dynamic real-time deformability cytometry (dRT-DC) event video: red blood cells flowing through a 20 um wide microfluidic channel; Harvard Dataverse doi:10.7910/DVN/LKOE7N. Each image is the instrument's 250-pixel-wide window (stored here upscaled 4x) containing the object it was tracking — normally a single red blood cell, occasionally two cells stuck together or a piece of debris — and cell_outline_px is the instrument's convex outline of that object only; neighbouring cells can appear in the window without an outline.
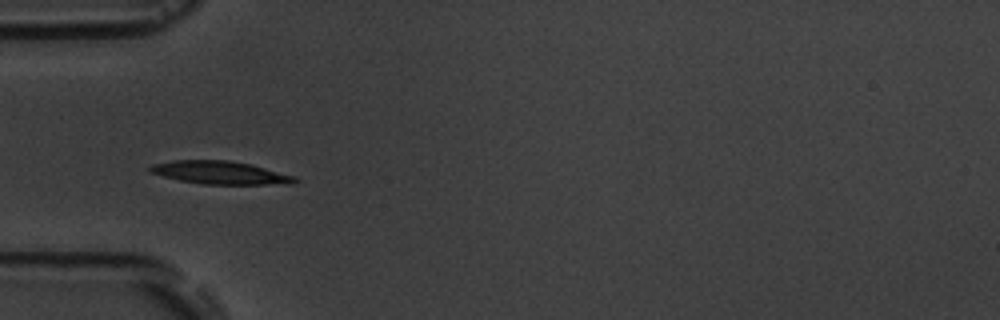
{"species": "common noctule bat (a hibernating species)", "species_latin": "Nyctalus noctula", "temperature_condition": "room temperature", "stored_images_in_passage": 10, "camera_frame_rate_fps": 3000, "um_per_image_px": 0.085, "animal": {"sex": "male", "body_mass_g": 19.5, "forearm_length_mm": 54.6}, "frame": {"image": 1, "passage_image": 4, "time_ms": 3.333, "image_size_px": [1000, 320], "cell_outline_px": [[300, 180], [292, 184], [204, 184], [180, 180], [164, 176], [152, 172], [148, 168], [152, 164], [172, 160], [228, 160], [252, 164], [296, 176]], "centroid_in_image_um": [18.78, 14.67], "position_along_channel_um": 66.2, "area_um2": 19.42}}
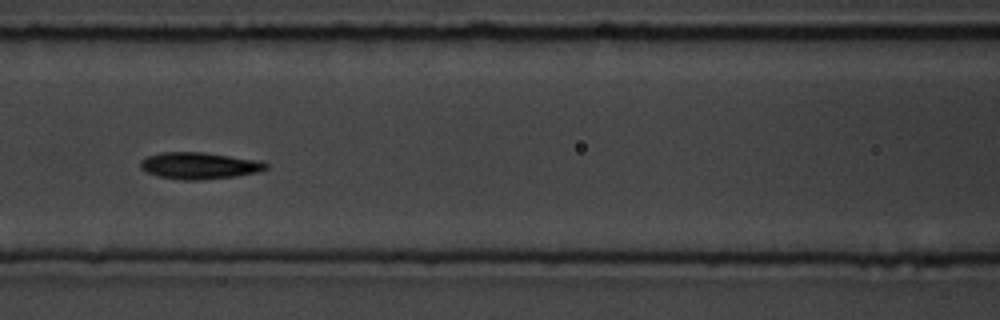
{"frame": {"image": 2, "passage_image": 6, "time_ms": 5.667, "image_size_px": [1000, 320], "cell_outline_px": [[268, 168], [256, 172], [236, 176], [200, 180], [180, 180], [156, 176], [140, 168], [140, 160], [148, 156], [160, 152], [200, 152], [260, 160], [268, 164]], "centroid_in_image_um": [16.91, 14.08], "position_along_channel_um": 149.7, "area_um2": 19.54}}
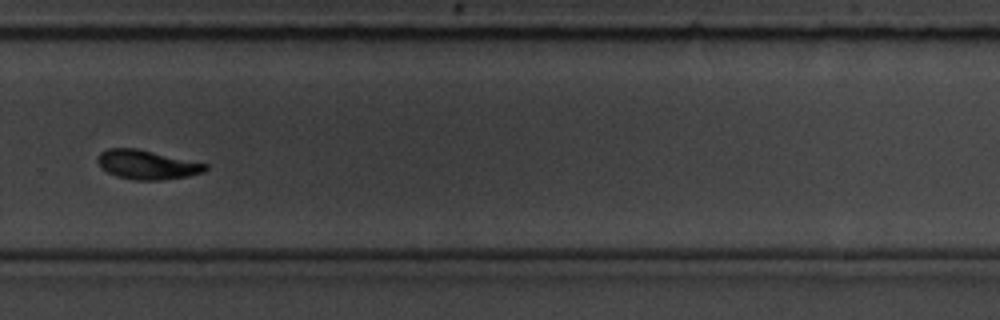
{"frame": {"image": 3, "passage_image": 10, "time_ms": 10.333, "image_size_px": [1000, 320], "cell_outline_px": [[208, 168], [204, 172], [188, 176], [160, 180], [132, 180], [116, 176], [100, 168], [96, 160], [96, 156], [100, 152], [108, 148], [136, 148], [208, 164]], "centroid_in_image_um": [12.45, 14.0], "position_along_channel_um": 317.3, "area_um2": 18.44}}